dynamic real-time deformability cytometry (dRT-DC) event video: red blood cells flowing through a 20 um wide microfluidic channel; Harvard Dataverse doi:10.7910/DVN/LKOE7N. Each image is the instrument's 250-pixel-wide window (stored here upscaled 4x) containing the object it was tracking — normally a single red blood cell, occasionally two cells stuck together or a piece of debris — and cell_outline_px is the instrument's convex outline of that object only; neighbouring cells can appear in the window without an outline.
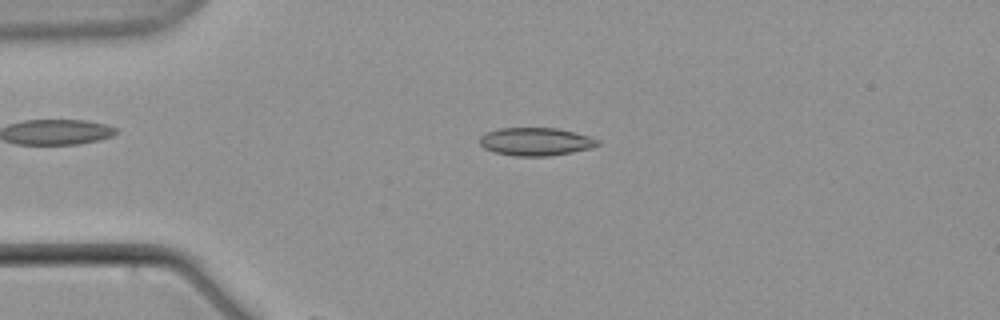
{"species": "common noctule bat (a hibernating species)", "species_latin": "Nyctalus noctula", "temperature_condition": "warm", "stored_images_in_passage": 10, "camera_frame_rate_fps": 3000, "um_per_image_px": 0.085, "animal": {"sex": "male", "body_mass_g": 21.5, "forearm_length_mm": 52.0}, "frame": {"image": 1, "passage_image": 4, "time_ms": 3.667, "image_size_px": [1000, 320], "cell_outline_px": [[600, 144], [592, 148], [572, 152], [548, 156], [512, 156], [496, 152], [484, 148], [480, 144], [480, 136], [484, 132], [500, 128], [556, 128], [576, 132], [600, 140]], "centroid_in_image_um": [45.54, 12.03], "position_along_channel_um": 39.5, "area_um2": 19.36}}
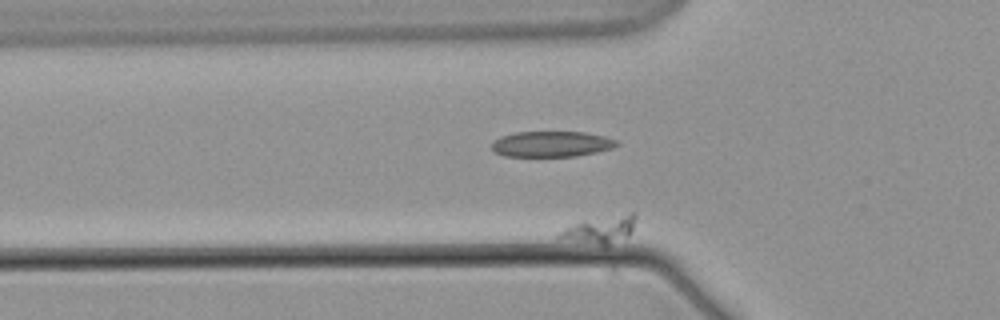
{"frame": {"image": 2, "passage_image": 6, "time_ms": 6.0, "image_size_px": [1000, 320], "cell_outline_px": [[636, 220], [632, 232], [628, 236], [608, 244], [604, 244], [556, 240], [556, 236], [564, 228], [580, 220], [628, 212], [636, 212]], "centroid_in_image_um": [50.99, 19.48], "position_along_channel_um": 74.8, "area_um2": 12.48}}
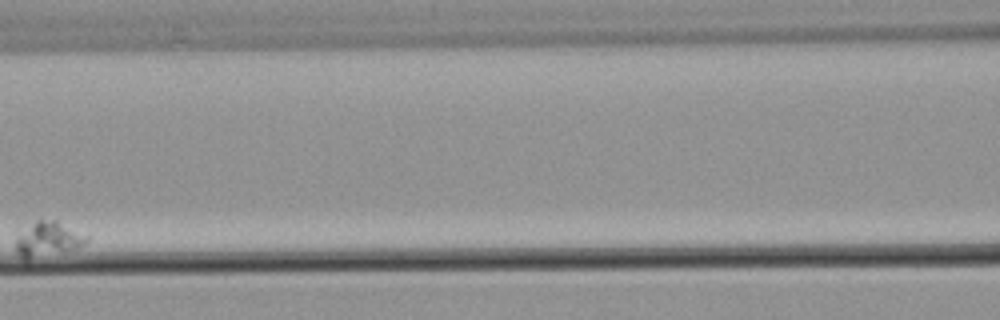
{"frame": {"image": 3, "passage_image": 9, "time_ms": 11.0, "image_size_px": [1000, 320], "cell_outline_px": [[88, 240], [84, 244], [76, 248], [24, 260], [16, 252], [16, 236], [40, 216], [56, 220], [88, 236]], "centroid_in_image_um": [4.04, 20.29], "position_along_channel_um": 162.6, "area_um2": 14.33}}